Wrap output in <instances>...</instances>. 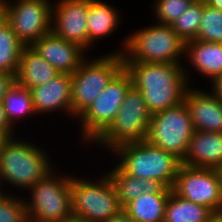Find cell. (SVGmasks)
Wrapping results in <instances>:
<instances>
[{
    "label": "cell",
    "mask_w": 222,
    "mask_h": 222,
    "mask_svg": "<svg viewBox=\"0 0 222 222\" xmlns=\"http://www.w3.org/2000/svg\"><path fill=\"white\" fill-rule=\"evenodd\" d=\"M31 47L59 73L72 75L87 58L86 51L68 42L52 31L43 35Z\"/></svg>",
    "instance_id": "14"
},
{
    "label": "cell",
    "mask_w": 222,
    "mask_h": 222,
    "mask_svg": "<svg viewBox=\"0 0 222 222\" xmlns=\"http://www.w3.org/2000/svg\"><path fill=\"white\" fill-rule=\"evenodd\" d=\"M16 83V76L6 73H0V103L3 102L4 97Z\"/></svg>",
    "instance_id": "30"
},
{
    "label": "cell",
    "mask_w": 222,
    "mask_h": 222,
    "mask_svg": "<svg viewBox=\"0 0 222 222\" xmlns=\"http://www.w3.org/2000/svg\"><path fill=\"white\" fill-rule=\"evenodd\" d=\"M106 222H135L123 209Z\"/></svg>",
    "instance_id": "32"
},
{
    "label": "cell",
    "mask_w": 222,
    "mask_h": 222,
    "mask_svg": "<svg viewBox=\"0 0 222 222\" xmlns=\"http://www.w3.org/2000/svg\"><path fill=\"white\" fill-rule=\"evenodd\" d=\"M211 89L217 94L222 101V73L211 83Z\"/></svg>",
    "instance_id": "33"
},
{
    "label": "cell",
    "mask_w": 222,
    "mask_h": 222,
    "mask_svg": "<svg viewBox=\"0 0 222 222\" xmlns=\"http://www.w3.org/2000/svg\"><path fill=\"white\" fill-rule=\"evenodd\" d=\"M205 3L212 8L222 11V0H205Z\"/></svg>",
    "instance_id": "37"
},
{
    "label": "cell",
    "mask_w": 222,
    "mask_h": 222,
    "mask_svg": "<svg viewBox=\"0 0 222 222\" xmlns=\"http://www.w3.org/2000/svg\"><path fill=\"white\" fill-rule=\"evenodd\" d=\"M118 157L116 165L126 174L151 179L172 189L181 160L148 141L124 143L110 151Z\"/></svg>",
    "instance_id": "4"
},
{
    "label": "cell",
    "mask_w": 222,
    "mask_h": 222,
    "mask_svg": "<svg viewBox=\"0 0 222 222\" xmlns=\"http://www.w3.org/2000/svg\"><path fill=\"white\" fill-rule=\"evenodd\" d=\"M195 0H155L152 8L155 23L171 25Z\"/></svg>",
    "instance_id": "29"
},
{
    "label": "cell",
    "mask_w": 222,
    "mask_h": 222,
    "mask_svg": "<svg viewBox=\"0 0 222 222\" xmlns=\"http://www.w3.org/2000/svg\"><path fill=\"white\" fill-rule=\"evenodd\" d=\"M181 162L191 167L217 169L222 165V133L195 130Z\"/></svg>",
    "instance_id": "17"
},
{
    "label": "cell",
    "mask_w": 222,
    "mask_h": 222,
    "mask_svg": "<svg viewBox=\"0 0 222 222\" xmlns=\"http://www.w3.org/2000/svg\"><path fill=\"white\" fill-rule=\"evenodd\" d=\"M217 171L220 177L221 187H222V165L217 168Z\"/></svg>",
    "instance_id": "39"
},
{
    "label": "cell",
    "mask_w": 222,
    "mask_h": 222,
    "mask_svg": "<svg viewBox=\"0 0 222 222\" xmlns=\"http://www.w3.org/2000/svg\"><path fill=\"white\" fill-rule=\"evenodd\" d=\"M185 51V42L174 32L171 25L152 24L135 30L123 39L119 51L124 61L141 63L183 64L181 57Z\"/></svg>",
    "instance_id": "3"
},
{
    "label": "cell",
    "mask_w": 222,
    "mask_h": 222,
    "mask_svg": "<svg viewBox=\"0 0 222 222\" xmlns=\"http://www.w3.org/2000/svg\"><path fill=\"white\" fill-rule=\"evenodd\" d=\"M60 73L31 46H25L21 52L16 83L31 89L49 82Z\"/></svg>",
    "instance_id": "19"
},
{
    "label": "cell",
    "mask_w": 222,
    "mask_h": 222,
    "mask_svg": "<svg viewBox=\"0 0 222 222\" xmlns=\"http://www.w3.org/2000/svg\"><path fill=\"white\" fill-rule=\"evenodd\" d=\"M24 47L11 25L7 21L3 23L0 26V73L16 76Z\"/></svg>",
    "instance_id": "24"
},
{
    "label": "cell",
    "mask_w": 222,
    "mask_h": 222,
    "mask_svg": "<svg viewBox=\"0 0 222 222\" xmlns=\"http://www.w3.org/2000/svg\"><path fill=\"white\" fill-rule=\"evenodd\" d=\"M52 0H6V21L25 45L51 32Z\"/></svg>",
    "instance_id": "11"
},
{
    "label": "cell",
    "mask_w": 222,
    "mask_h": 222,
    "mask_svg": "<svg viewBox=\"0 0 222 222\" xmlns=\"http://www.w3.org/2000/svg\"><path fill=\"white\" fill-rule=\"evenodd\" d=\"M1 183H0V197L4 194V193H8V191L5 192L4 188H1Z\"/></svg>",
    "instance_id": "40"
},
{
    "label": "cell",
    "mask_w": 222,
    "mask_h": 222,
    "mask_svg": "<svg viewBox=\"0 0 222 222\" xmlns=\"http://www.w3.org/2000/svg\"><path fill=\"white\" fill-rule=\"evenodd\" d=\"M87 58L71 75L72 117L78 118L95 98L107 87L111 80L124 68L122 54L108 53Z\"/></svg>",
    "instance_id": "6"
},
{
    "label": "cell",
    "mask_w": 222,
    "mask_h": 222,
    "mask_svg": "<svg viewBox=\"0 0 222 222\" xmlns=\"http://www.w3.org/2000/svg\"><path fill=\"white\" fill-rule=\"evenodd\" d=\"M185 67L175 63L124 61L132 84L142 93L152 115L184 101L185 92L192 84L189 69Z\"/></svg>",
    "instance_id": "1"
},
{
    "label": "cell",
    "mask_w": 222,
    "mask_h": 222,
    "mask_svg": "<svg viewBox=\"0 0 222 222\" xmlns=\"http://www.w3.org/2000/svg\"><path fill=\"white\" fill-rule=\"evenodd\" d=\"M152 114L142 93L132 84L110 126L94 141L93 145L113 150L129 142L146 140Z\"/></svg>",
    "instance_id": "8"
},
{
    "label": "cell",
    "mask_w": 222,
    "mask_h": 222,
    "mask_svg": "<svg viewBox=\"0 0 222 222\" xmlns=\"http://www.w3.org/2000/svg\"><path fill=\"white\" fill-rule=\"evenodd\" d=\"M184 54L189 58V66L210 81L222 73V43L190 40L185 43Z\"/></svg>",
    "instance_id": "18"
},
{
    "label": "cell",
    "mask_w": 222,
    "mask_h": 222,
    "mask_svg": "<svg viewBox=\"0 0 222 222\" xmlns=\"http://www.w3.org/2000/svg\"><path fill=\"white\" fill-rule=\"evenodd\" d=\"M3 105L9 122L16 127L19 119L36 115L29 89L15 83L3 100ZM19 118V119H18Z\"/></svg>",
    "instance_id": "25"
},
{
    "label": "cell",
    "mask_w": 222,
    "mask_h": 222,
    "mask_svg": "<svg viewBox=\"0 0 222 222\" xmlns=\"http://www.w3.org/2000/svg\"><path fill=\"white\" fill-rule=\"evenodd\" d=\"M55 170L27 190L31 192V198H24L28 222H56L73 215L70 197L71 174L60 175Z\"/></svg>",
    "instance_id": "7"
},
{
    "label": "cell",
    "mask_w": 222,
    "mask_h": 222,
    "mask_svg": "<svg viewBox=\"0 0 222 222\" xmlns=\"http://www.w3.org/2000/svg\"><path fill=\"white\" fill-rule=\"evenodd\" d=\"M212 209L181 198L171 190L163 222H209Z\"/></svg>",
    "instance_id": "23"
},
{
    "label": "cell",
    "mask_w": 222,
    "mask_h": 222,
    "mask_svg": "<svg viewBox=\"0 0 222 222\" xmlns=\"http://www.w3.org/2000/svg\"><path fill=\"white\" fill-rule=\"evenodd\" d=\"M87 15L88 0H57L52 5L51 31L88 52Z\"/></svg>",
    "instance_id": "13"
},
{
    "label": "cell",
    "mask_w": 222,
    "mask_h": 222,
    "mask_svg": "<svg viewBox=\"0 0 222 222\" xmlns=\"http://www.w3.org/2000/svg\"><path fill=\"white\" fill-rule=\"evenodd\" d=\"M16 137H12L0 152V183L27 191L55 168L54 162L42 146Z\"/></svg>",
    "instance_id": "2"
},
{
    "label": "cell",
    "mask_w": 222,
    "mask_h": 222,
    "mask_svg": "<svg viewBox=\"0 0 222 222\" xmlns=\"http://www.w3.org/2000/svg\"><path fill=\"white\" fill-rule=\"evenodd\" d=\"M170 193H143L130 201L123 210L135 222H163Z\"/></svg>",
    "instance_id": "22"
},
{
    "label": "cell",
    "mask_w": 222,
    "mask_h": 222,
    "mask_svg": "<svg viewBox=\"0 0 222 222\" xmlns=\"http://www.w3.org/2000/svg\"><path fill=\"white\" fill-rule=\"evenodd\" d=\"M29 91L37 115L58 110L72 118L71 75L60 73L49 82L31 88Z\"/></svg>",
    "instance_id": "16"
},
{
    "label": "cell",
    "mask_w": 222,
    "mask_h": 222,
    "mask_svg": "<svg viewBox=\"0 0 222 222\" xmlns=\"http://www.w3.org/2000/svg\"><path fill=\"white\" fill-rule=\"evenodd\" d=\"M195 130L222 133V101L211 89L193 88L190 85L184 96Z\"/></svg>",
    "instance_id": "15"
},
{
    "label": "cell",
    "mask_w": 222,
    "mask_h": 222,
    "mask_svg": "<svg viewBox=\"0 0 222 222\" xmlns=\"http://www.w3.org/2000/svg\"><path fill=\"white\" fill-rule=\"evenodd\" d=\"M172 191L213 211L222 208V187L217 169L181 164Z\"/></svg>",
    "instance_id": "12"
},
{
    "label": "cell",
    "mask_w": 222,
    "mask_h": 222,
    "mask_svg": "<svg viewBox=\"0 0 222 222\" xmlns=\"http://www.w3.org/2000/svg\"><path fill=\"white\" fill-rule=\"evenodd\" d=\"M132 85L129 72L123 68L78 117L81 141L93 143L114 121L128 88Z\"/></svg>",
    "instance_id": "9"
},
{
    "label": "cell",
    "mask_w": 222,
    "mask_h": 222,
    "mask_svg": "<svg viewBox=\"0 0 222 222\" xmlns=\"http://www.w3.org/2000/svg\"><path fill=\"white\" fill-rule=\"evenodd\" d=\"M203 15V0H195L171 24L174 32L186 43L194 40L199 32Z\"/></svg>",
    "instance_id": "26"
},
{
    "label": "cell",
    "mask_w": 222,
    "mask_h": 222,
    "mask_svg": "<svg viewBox=\"0 0 222 222\" xmlns=\"http://www.w3.org/2000/svg\"><path fill=\"white\" fill-rule=\"evenodd\" d=\"M0 130L7 131L12 137L15 136L14 126L9 122L3 103H0Z\"/></svg>",
    "instance_id": "31"
},
{
    "label": "cell",
    "mask_w": 222,
    "mask_h": 222,
    "mask_svg": "<svg viewBox=\"0 0 222 222\" xmlns=\"http://www.w3.org/2000/svg\"><path fill=\"white\" fill-rule=\"evenodd\" d=\"M0 222H28L24 197L10 192L0 197Z\"/></svg>",
    "instance_id": "28"
},
{
    "label": "cell",
    "mask_w": 222,
    "mask_h": 222,
    "mask_svg": "<svg viewBox=\"0 0 222 222\" xmlns=\"http://www.w3.org/2000/svg\"><path fill=\"white\" fill-rule=\"evenodd\" d=\"M120 12L106 1L88 0V37L89 50L101 38H107L120 26ZM96 40V41H95Z\"/></svg>",
    "instance_id": "21"
},
{
    "label": "cell",
    "mask_w": 222,
    "mask_h": 222,
    "mask_svg": "<svg viewBox=\"0 0 222 222\" xmlns=\"http://www.w3.org/2000/svg\"><path fill=\"white\" fill-rule=\"evenodd\" d=\"M11 138L12 136L7 131L0 130V152Z\"/></svg>",
    "instance_id": "34"
},
{
    "label": "cell",
    "mask_w": 222,
    "mask_h": 222,
    "mask_svg": "<svg viewBox=\"0 0 222 222\" xmlns=\"http://www.w3.org/2000/svg\"><path fill=\"white\" fill-rule=\"evenodd\" d=\"M209 222H222V208L212 211Z\"/></svg>",
    "instance_id": "36"
},
{
    "label": "cell",
    "mask_w": 222,
    "mask_h": 222,
    "mask_svg": "<svg viewBox=\"0 0 222 222\" xmlns=\"http://www.w3.org/2000/svg\"><path fill=\"white\" fill-rule=\"evenodd\" d=\"M71 176L70 197L72 214L84 222H106L123 207L108 173L97 180Z\"/></svg>",
    "instance_id": "5"
},
{
    "label": "cell",
    "mask_w": 222,
    "mask_h": 222,
    "mask_svg": "<svg viewBox=\"0 0 222 222\" xmlns=\"http://www.w3.org/2000/svg\"><path fill=\"white\" fill-rule=\"evenodd\" d=\"M194 131L189 110L183 101L152 115L146 141L182 161Z\"/></svg>",
    "instance_id": "10"
},
{
    "label": "cell",
    "mask_w": 222,
    "mask_h": 222,
    "mask_svg": "<svg viewBox=\"0 0 222 222\" xmlns=\"http://www.w3.org/2000/svg\"><path fill=\"white\" fill-rule=\"evenodd\" d=\"M198 41L222 43V11L210 7L203 0V15L199 32L195 38Z\"/></svg>",
    "instance_id": "27"
},
{
    "label": "cell",
    "mask_w": 222,
    "mask_h": 222,
    "mask_svg": "<svg viewBox=\"0 0 222 222\" xmlns=\"http://www.w3.org/2000/svg\"><path fill=\"white\" fill-rule=\"evenodd\" d=\"M108 175L114 184L118 202L122 207L143 193H171L172 190L161 182L128 175L117 165L108 171Z\"/></svg>",
    "instance_id": "20"
},
{
    "label": "cell",
    "mask_w": 222,
    "mask_h": 222,
    "mask_svg": "<svg viewBox=\"0 0 222 222\" xmlns=\"http://www.w3.org/2000/svg\"><path fill=\"white\" fill-rule=\"evenodd\" d=\"M56 222H84L83 220H81L79 217H76L74 215L66 218V219H62Z\"/></svg>",
    "instance_id": "38"
},
{
    "label": "cell",
    "mask_w": 222,
    "mask_h": 222,
    "mask_svg": "<svg viewBox=\"0 0 222 222\" xmlns=\"http://www.w3.org/2000/svg\"><path fill=\"white\" fill-rule=\"evenodd\" d=\"M6 22V0H0V26Z\"/></svg>",
    "instance_id": "35"
}]
</instances>
